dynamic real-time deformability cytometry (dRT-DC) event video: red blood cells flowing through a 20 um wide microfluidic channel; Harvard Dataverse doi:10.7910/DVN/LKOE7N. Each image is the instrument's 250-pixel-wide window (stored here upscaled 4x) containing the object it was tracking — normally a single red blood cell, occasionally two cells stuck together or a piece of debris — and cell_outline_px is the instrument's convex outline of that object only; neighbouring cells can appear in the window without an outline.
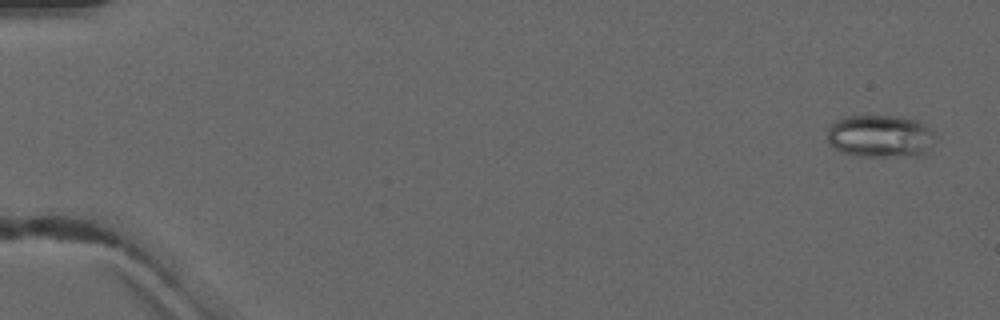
{"species": "common noctule bat (a hibernating species)", "species_latin": "Nyctalus noctula", "temperature_condition": "warm", "stored_images_in_passage": 5, "camera_frame_rate_fps": 3000, "um_per_image_px": 0.085, "animal": {"sex": "male", "forearm_length_mm": 52.5}, "frame": {"image": 1, "passage_image": 1, "time_ms": 0.0, "image_size_px": [1000, 320], "cell_outline_px": [[932, 132], [924, 152], [916, 156], [860, 156], [840, 152], [828, 144], [828, 128], [836, 120], [844, 116], [896, 116], [916, 120], [932, 128]], "centroid_in_image_um": [74.72, 11.56], "position_along_channel_um": 10.3, "area_um2": 26.36}}